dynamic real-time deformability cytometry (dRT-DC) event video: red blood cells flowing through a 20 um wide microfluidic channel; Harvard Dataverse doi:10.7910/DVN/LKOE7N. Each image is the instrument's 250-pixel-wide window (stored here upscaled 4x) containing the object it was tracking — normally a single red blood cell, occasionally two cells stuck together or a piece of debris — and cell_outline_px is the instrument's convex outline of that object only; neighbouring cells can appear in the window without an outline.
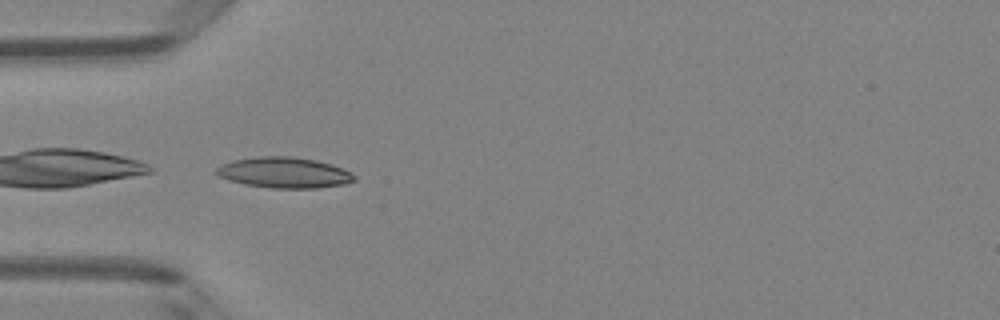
{"species": "Egyptian fruit bat (a non-hibernating species)", "species_latin": "Rousettus aegyptiacus", "temperature_condition": "room temperature", "stored_images_in_passage": 5, "camera_frame_rate_fps": 3000, "um_per_image_px": 0.085, "animal": {"sex": "female"}, "frame": {"image": 1, "passage_image": 5, "time_ms": 4.667, "image_size_px": [1000, 320], "cell_outline_px": [[356, 180], [344, 184], [316, 188], [272, 188], [244, 184], [228, 180], [220, 176], [216, 172], [216, 168], [220, 164], [232, 160], [256, 156], [288, 156], [316, 160], [332, 164], [344, 168], [356, 176]], "centroid_in_image_um": [24.16, 14.66], "position_along_channel_um": 60.8, "area_um2": 24.85}}